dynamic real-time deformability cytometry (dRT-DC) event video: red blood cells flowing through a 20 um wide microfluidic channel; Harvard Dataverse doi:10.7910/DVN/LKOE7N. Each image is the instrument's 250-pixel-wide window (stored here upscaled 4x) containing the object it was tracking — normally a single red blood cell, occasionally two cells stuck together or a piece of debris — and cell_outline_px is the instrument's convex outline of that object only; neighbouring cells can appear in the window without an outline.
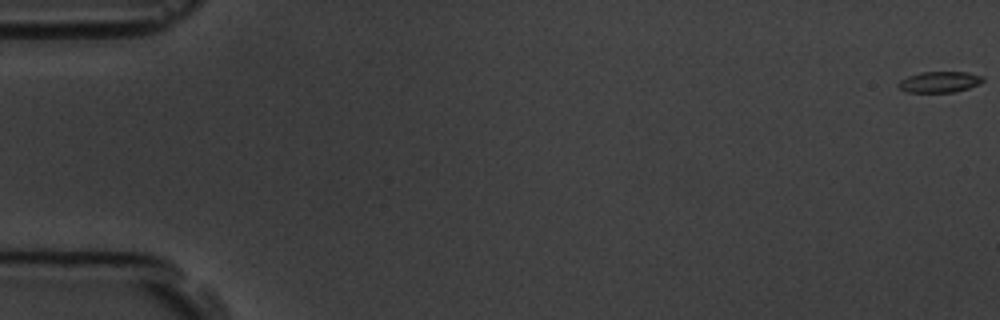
{"species": "common noctule bat (a hibernating species)", "species_latin": "Nyctalus noctula", "temperature_condition": "room temperature", "stored_images_in_passage": 5, "camera_frame_rate_fps": 3000, "um_per_image_px": 0.085, "animal": {"sex": "male", "body_mass_g": 19.5, "forearm_length_mm": 54.6}, "frame": {"image": 1, "passage_image": 1, "time_ms": 0.0, "image_size_px": [1000, 320], "cell_outline_px": [[984, 80], [980, 84], [956, 92], [908, 92], [900, 88], [896, 84], [900, 80], [908, 76], [920, 72], [968, 72], [984, 76]], "centroid_in_image_um": [79.88, 6.96], "position_along_channel_um": 5.1, "area_um2": 10.4}}
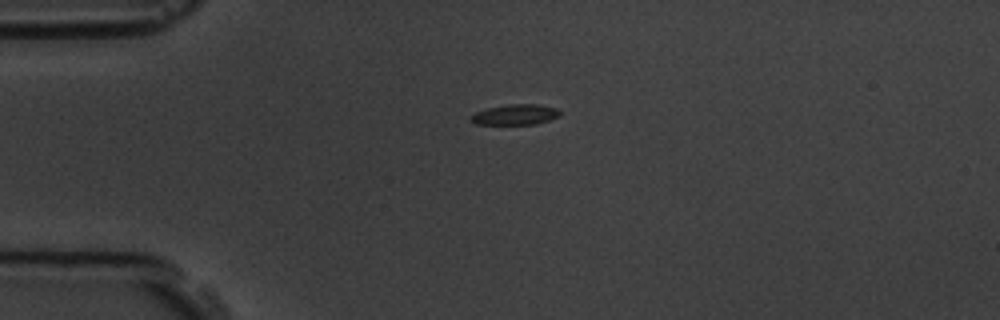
{"frame": {"image": 2, "passage_image": 5, "time_ms": 4.667, "image_size_px": [1000, 320], "cell_outline_px": [[560, 116], [536, 124], [476, 124], [468, 116], [476, 112], [488, 108], [508, 104], [536, 104], [556, 108], [560, 112]], "centroid_in_image_um": [43.79, 9.74], "position_along_channel_um": 41.2, "area_um2": 10.52}}